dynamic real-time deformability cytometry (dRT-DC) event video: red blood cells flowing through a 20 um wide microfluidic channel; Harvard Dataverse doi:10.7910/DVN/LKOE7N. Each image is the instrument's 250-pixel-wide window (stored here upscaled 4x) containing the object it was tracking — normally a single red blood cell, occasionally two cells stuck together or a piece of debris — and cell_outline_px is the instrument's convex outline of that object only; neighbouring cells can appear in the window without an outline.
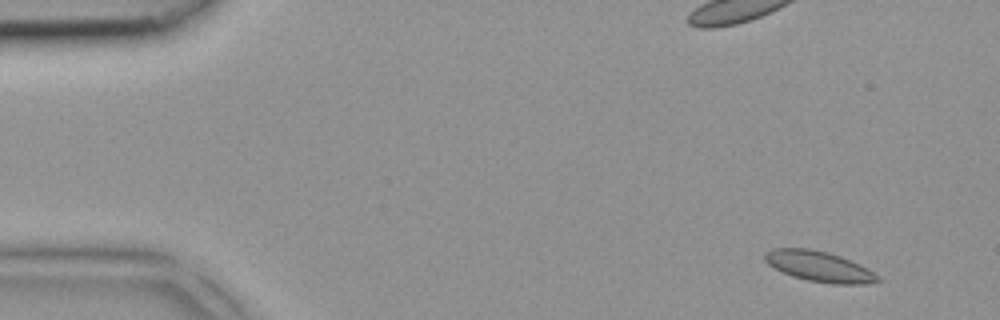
{"species": "common noctule bat (a hibernating species)", "species_latin": "Nyctalus noctula", "temperature_condition": "room temperature", "stored_images_in_passage": 4, "camera_frame_rate_fps": 3000, "um_per_image_px": 0.085, "animal": {"sex": "female", "body_mass_g": 18.4}, "frame": {"image": 1, "passage_image": 2, "time_ms": 0.333, "image_size_px": [1000, 320], "cell_outline_px": [[880, 280], [864, 284], [832, 284], [808, 280], [792, 276], [768, 264], [764, 260], [764, 252], [772, 248], [808, 248], [828, 252], [840, 256], [860, 264], [868, 268], [880, 276]], "centroid_in_image_um": [69.63, 22.64], "position_along_channel_um": 15.4, "area_um2": 20.06}}